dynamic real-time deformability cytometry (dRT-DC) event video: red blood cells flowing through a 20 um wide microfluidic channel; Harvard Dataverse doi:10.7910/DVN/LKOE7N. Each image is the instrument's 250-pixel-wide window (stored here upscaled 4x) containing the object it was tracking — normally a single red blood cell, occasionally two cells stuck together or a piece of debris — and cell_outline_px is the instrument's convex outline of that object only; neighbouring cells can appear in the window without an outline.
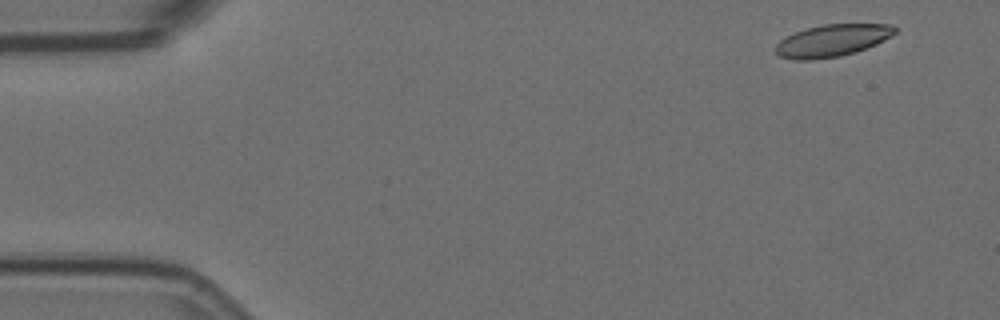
{"species": "Egyptian fruit bat (a non-hibernating species)", "species_latin": "Rousettus aegyptiacus", "temperature_condition": "room temperature", "stored_images_in_passage": 6, "camera_frame_rate_fps": 3000, "um_per_image_px": 0.085, "animal": {"sex": "female"}, "frame": {"image": 1, "passage_image": 1, "time_ms": 0.0, "image_size_px": [1000, 320], "cell_outline_px": [[900, 28], [896, 32], [884, 40], [876, 44], [856, 52], [840, 56], [808, 60], [796, 60], [780, 56], [772, 48], [780, 40], [796, 32], [808, 28], [824, 24], [892, 24]], "centroid_in_image_um": [70.76, 3.44], "position_along_channel_um": 14.2, "area_um2": 22.31}}
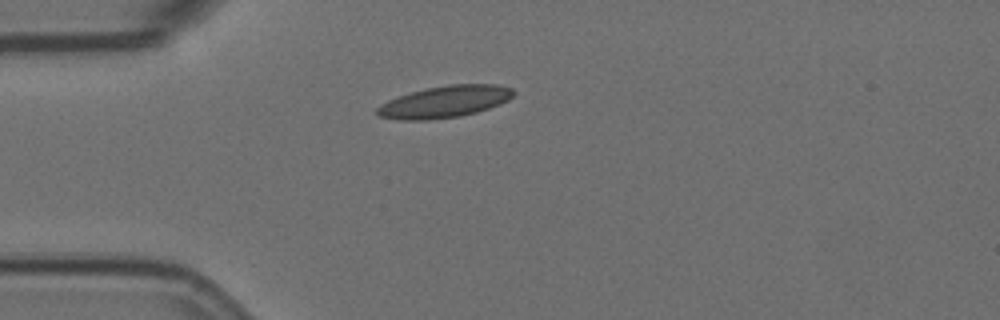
{"frame": {"image": 2, "passage_image": 4, "time_ms": 1.0, "image_size_px": [1000, 320], "cell_outline_px": [[516, 92], [508, 100], [500, 104], [476, 112], [460, 116], [428, 120], [400, 120], [380, 116], [376, 112], [376, 108], [380, 104], [388, 100], [412, 92], [428, 88], [448, 84], [496, 84], [512, 88]], "centroid_in_image_um": [37.81, 8.64], "position_along_channel_um": 47.2, "area_um2": 25.14}}
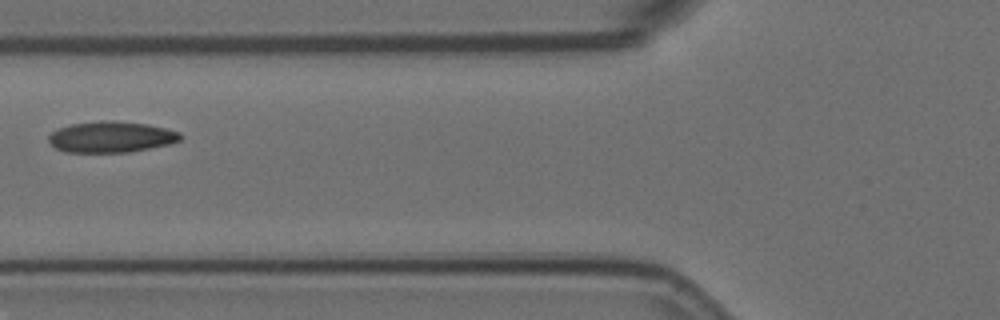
{"frame": {"image": 3, "passage_image": 6, "time_ms": 1.667, "image_size_px": [1000, 320], "cell_outline_px": [[180, 140], [168, 144], [128, 152], [64, 152], [56, 148], [48, 140], [48, 136], [52, 132], [60, 128], [72, 124], [100, 120], [112, 120], [148, 124], [180, 132]], "centroid_in_image_um": [9.42, 11.63], "position_along_channel_um": 116.4, "area_um2": 23.64}}